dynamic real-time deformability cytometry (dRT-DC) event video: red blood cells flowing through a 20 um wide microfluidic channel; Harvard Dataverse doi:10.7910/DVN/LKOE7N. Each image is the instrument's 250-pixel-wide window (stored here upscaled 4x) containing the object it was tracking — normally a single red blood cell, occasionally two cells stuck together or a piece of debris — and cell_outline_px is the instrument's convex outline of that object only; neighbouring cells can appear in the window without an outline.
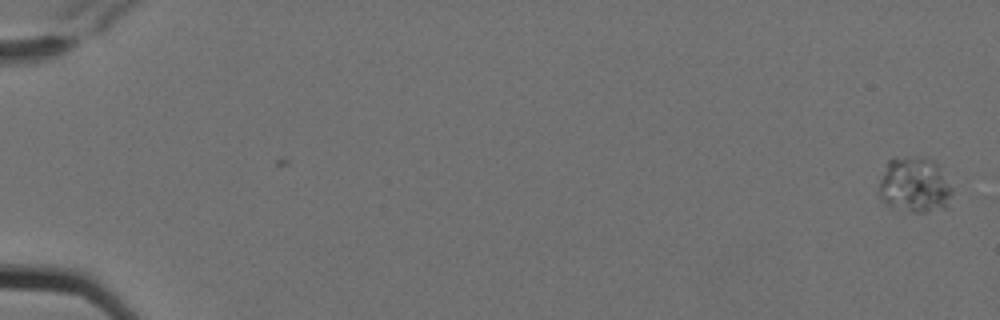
{"species": "Egyptian fruit bat (a non-hibernating species)", "species_latin": "Rousettus aegyptiacus", "temperature_condition": "cold", "stored_images_in_passage": 2, "camera_frame_rate_fps": 3000, "um_per_image_px": 0.085, "animal": {"sex": "female"}, "frame": {"image": 1, "passage_image": 2, "time_ms": 0.333, "image_size_px": [1000, 320], "cell_outline_px": [[952, 192], [944, 208], [928, 212], [912, 212], [892, 208], [884, 204], [880, 200], [876, 192], [880, 180], [888, 160], [892, 156], [928, 156], [936, 160], [952, 188]], "centroid_in_image_um": [77.68, 15.69], "position_along_channel_um": 7.3, "area_um2": 24.51}}